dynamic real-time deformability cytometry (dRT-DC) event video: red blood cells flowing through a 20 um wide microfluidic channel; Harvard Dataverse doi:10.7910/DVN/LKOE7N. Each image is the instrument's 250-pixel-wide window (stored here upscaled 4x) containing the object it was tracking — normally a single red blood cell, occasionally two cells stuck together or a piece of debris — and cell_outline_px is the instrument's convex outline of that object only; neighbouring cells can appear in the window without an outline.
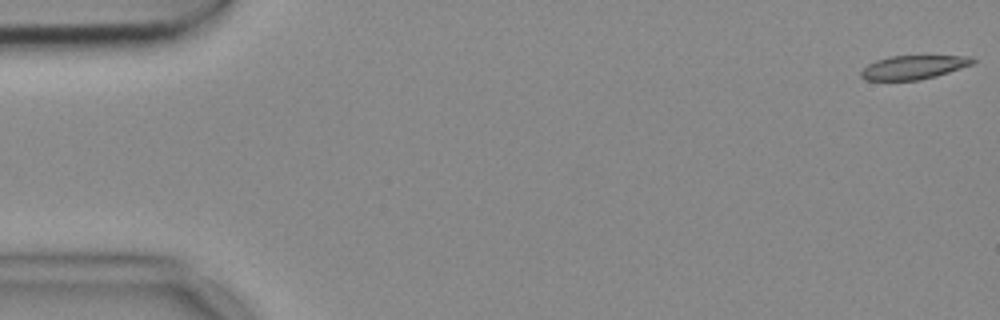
{"species": "common noctule bat (a hibernating species)", "species_latin": "Nyctalus noctula", "temperature_condition": "cold", "stored_images_in_passage": 54, "camera_frame_rate_fps": 3000, "um_per_image_px": 0.085, "animal": {"sex": "female", "body_mass_g": 18.4}, "frame": {"image": 1, "passage_image": 1, "time_ms": 0.0, "image_size_px": [1000, 320], "cell_outline_px": [[976, 60], [972, 64], [936, 76], [920, 80], [864, 80], [860, 76], [860, 72], [868, 64], [876, 60], [888, 56], [972, 56]], "centroid_in_image_um": [77.62, 5.72], "position_along_channel_um": 7.4, "area_um2": 15.43}}
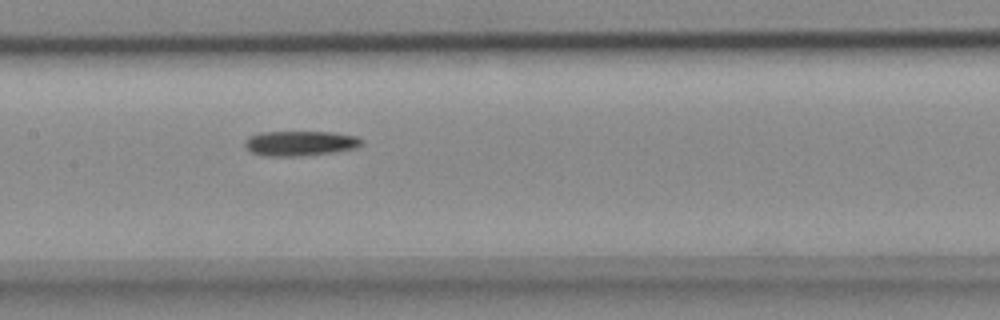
{"frame": {"image": 2, "passage_image": 26, "time_ms": 8.333, "image_size_px": [1000, 320], "cell_outline_px": [[364, 144], [356, 148], [336, 152], [300, 156], [264, 156], [252, 152], [244, 144], [248, 136], [260, 132], [332, 132], [356, 136], [364, 140]], "centroid_in_image_um": [25.55, 12.18], "position_along_channel_um": 181.8, "area_um2": 17.11}}
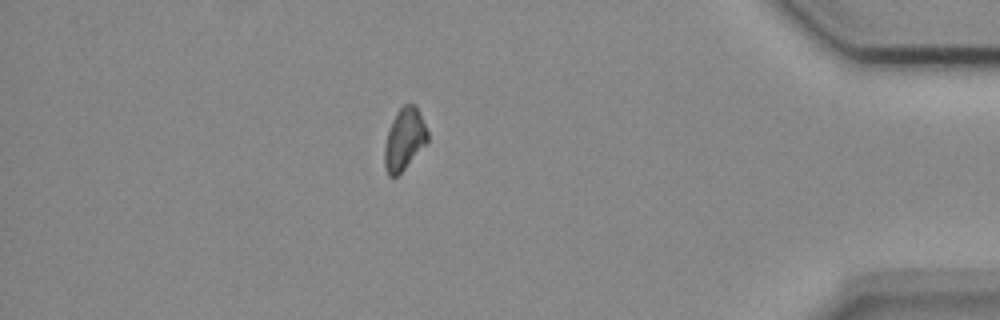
{"frame": {"image": 3, "passage_image": 47, "time_ms": 15.333, "image_size_px": [1000, 320], "cell_outline_px": [[428, 140], [404, 168], [396, 176], [388, 176], [384, 168], [384, 148], [388, 132], [392, 120], [396, 112], [404, 104], [416, 104], [428, 132]], "centroid_in_image_um": [34.35, 11.81], "position_along_channel_um": 400.9, "area_um2": 15.26}}